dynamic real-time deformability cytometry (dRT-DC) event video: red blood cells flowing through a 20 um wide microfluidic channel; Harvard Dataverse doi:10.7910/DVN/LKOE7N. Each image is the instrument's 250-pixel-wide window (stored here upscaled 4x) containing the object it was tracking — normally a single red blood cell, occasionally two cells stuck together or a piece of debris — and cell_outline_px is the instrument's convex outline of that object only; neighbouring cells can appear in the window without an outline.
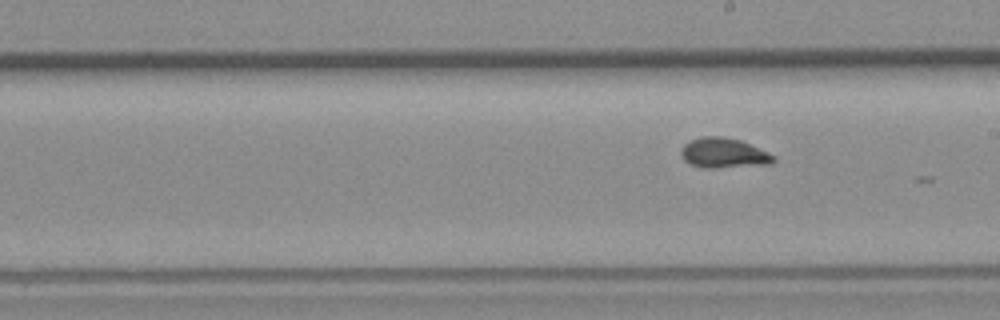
{"species": "common noctule bat (a hibernating species)", "species_latin": "Nyctalus noctula", "temperature_condition": "room temperature", "stored_images_in_passage": 10, "segment_of_instrument_passage": [3, 3], "camera_frame_rate_fps": 3000, "um_per_image_px": 0.085, "animal": {"sex": "female", "body_mass_g": 19.3, "forearm_length_mm": 54.1}, "frame": {"image": 1, "passage_image": 10, "time_ms": 12.0, "image_size_px": [1000, 320], "cell_outline_px": [[776, 160], [772, 164], [708, 168], [704, 168], [692, 164], [684, 160], [680, 152], [684, 144], [688, 140], [700, 136], [724, 136], [740, 140], [768, 152], [776, 156]], "centroid_in_image_um": [61.52, 12.99], "position_along_channel_um": 227.5, "area_um2": 16.24}}